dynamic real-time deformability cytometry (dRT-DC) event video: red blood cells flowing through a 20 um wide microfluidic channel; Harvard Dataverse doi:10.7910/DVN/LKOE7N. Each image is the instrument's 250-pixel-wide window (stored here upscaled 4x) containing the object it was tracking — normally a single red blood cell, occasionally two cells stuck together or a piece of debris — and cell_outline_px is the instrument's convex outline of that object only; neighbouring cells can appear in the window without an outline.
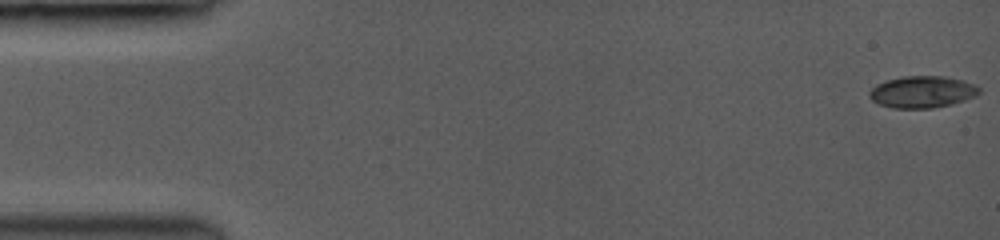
{"species": "common noctule bat (a hibernating species)", "species_latin": "Nyctalus noctula", "temperature_condition": "room temperature", "stored_images_in_passage": 52, "camera_frame_rate_fps": 3500, "um_per_image_px": 0.085, "animal": {"sex": "female", "body_mass_g": 19.0, "forearm_length_mm": 53.3}, "frame": {"image": 1, "passage_image": 1, "time_ms": 0.0, "image_size_px": [1000, 240], "cell_outline_px": [[980, 92], [976, 96], [952, 104], [932, 108], [892, 108], [880, 104], [872, 100], [868, 96], [868, 92], [876, 84], [884, 80], [900, 76], [944, 76], [964, 80], [976, 84], [980, 88]], "centroid_in_image_um": [78.39, 7.8], "position_along_channel_um": 6.6, "area_um2": 20.63}}